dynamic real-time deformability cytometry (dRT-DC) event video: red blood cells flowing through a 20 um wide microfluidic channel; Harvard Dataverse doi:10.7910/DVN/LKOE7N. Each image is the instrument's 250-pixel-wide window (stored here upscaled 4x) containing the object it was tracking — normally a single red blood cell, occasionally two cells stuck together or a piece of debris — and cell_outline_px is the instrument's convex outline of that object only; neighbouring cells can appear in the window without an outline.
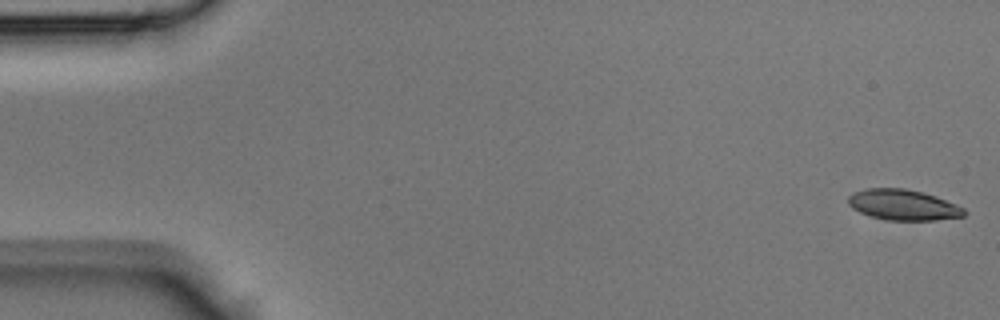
{"species": "Egyptian fruit bat (a non-hibernating species)", "species_latin": "Rousettus aegyptiacus", "temperature_condition": "room temperature", "stored_images_in_passage": 44, "segment_of_instrument_passage": [1, 2], "camera_frame_rate_fps": 3000, "um_per_image_px": 0.085, "animal": {"sex": "male"}, "frame": {"image": 1, "passage_image": 1, "time_ms": 0.0, "image_size_px": [1000, 320], "cell_outline_px": [[968, 212], [964, 216], [936, 220], [888, 220], [872, 216], [860, 212], [852, 208], [848, 204], [848, 196], [852, 192], [864, 188], [904, 188], [924, 192], [936, 196], [956, 204], [964, 208]], "centroid_in_image_um": [76.77, 17.4], "position_along_channel_um": 8.2, "area_um2": 20.87}}
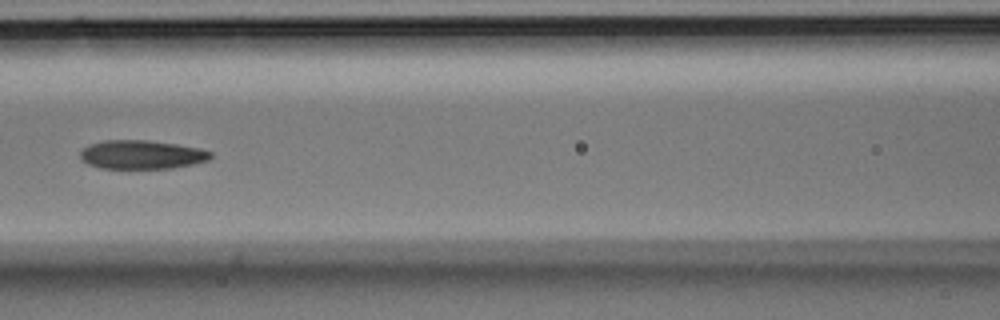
{"frame": {"image": 2, "passage_image": 19, "time_ms": 6.0, "image_size_px": [1000, 320], "cell_outline_px": [[212, 156], [208, 160], [192, 164], [172, 168], [100, 168], [88, 164], [80, 160], [80, 152], [88, 144], [104, 140], [148, 140], [176, 144], [200, 148], [212, 152]], "centroid_in_image_um": [12.02, 13.14], "position_along_channel_um": 154.6, "area_um2": 21.91}}
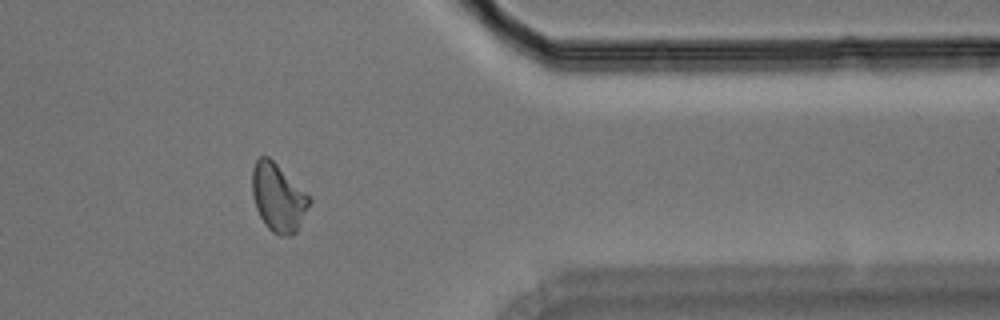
{"frame": {"image": 3, "passage_image": 35, "time_ms": 11.333, "image_size_px": [1000, 320], "cell_outline_px": [[312, 200], [296, 232], [292, 236], [280, 236], [272, 232], [264, 224], [256, 208], [252, 196], [252, 168], [256, 160], [260, 156], [268, 156], [312, 196]], "centroid_in_image_um": [23.66, 16.79], "position_along_channel_um": 387.7, "area_um2": 22.95}}